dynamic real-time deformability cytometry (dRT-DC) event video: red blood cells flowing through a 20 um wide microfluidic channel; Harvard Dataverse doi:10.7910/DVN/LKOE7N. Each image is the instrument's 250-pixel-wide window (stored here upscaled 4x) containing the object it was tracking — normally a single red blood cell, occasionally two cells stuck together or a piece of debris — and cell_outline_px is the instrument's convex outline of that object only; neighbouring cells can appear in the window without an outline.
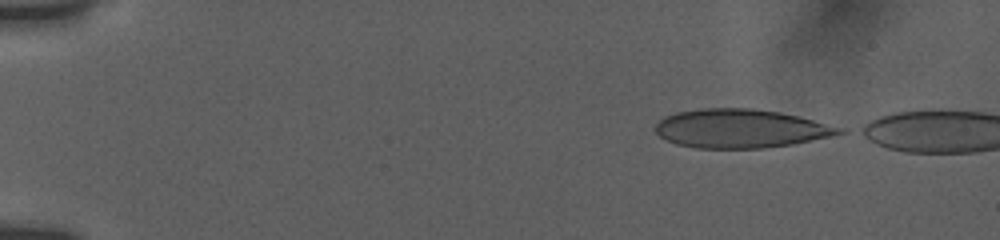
{"species": "human", "species_latin": "Homo sapiens", "temperature_condition": "room temperature", "stored_images_in_passage": 7, "camera_frame_rate_fps": 3000, "um_per_image_px": 0.085, "donor": {"sex": "female"}, "frame": {"image": 1, "passage_image": 1, "time_ms": 0.0, "image_size_px": [1000, 240], "cell_outline_px": [[848, 132], [832, 136], [792, 144], [764, 148], [696, 148], [676, 144], [660, 136], [656, 132], [656, 124], [664, 116], [676, 112], [700, 108], [752, 108], [780, 112], [844, 128]], "centroid_in_image_um": [62.95, 10.92], "position_along_channel_um": 22.1, "area_um2": 41.38}}